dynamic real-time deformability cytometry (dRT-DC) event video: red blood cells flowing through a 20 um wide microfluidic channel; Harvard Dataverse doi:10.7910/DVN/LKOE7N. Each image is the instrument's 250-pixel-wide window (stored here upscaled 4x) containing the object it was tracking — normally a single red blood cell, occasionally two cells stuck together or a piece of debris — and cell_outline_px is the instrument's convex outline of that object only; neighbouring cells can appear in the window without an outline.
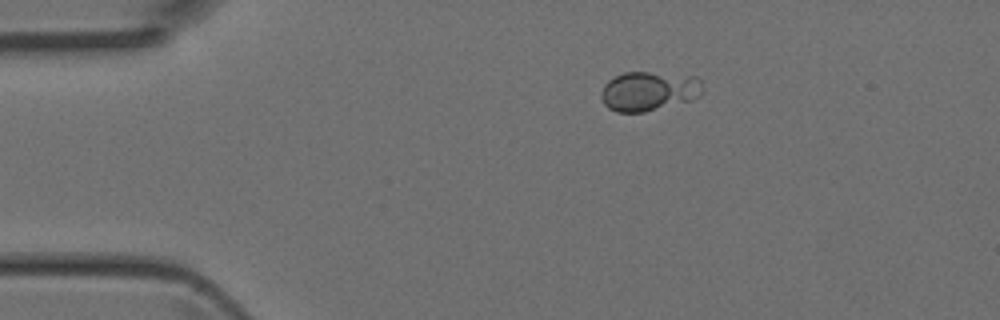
{"species": "Egyptian fruit bat (a non-hibernating species)", "species_latin": "Rousettus aegyptiacus", "temperature_condition": "room temperature", "stored_images_in_passage": 4, "camera_frame_rate_fps": 3000, "um_per_image_px": 0.085, "animal": {"sex": "female"}, "frame": {"image": 1, "passage_image": 2, "time_ms": 0.333, "image_size_px": [1000, 320], "cell_outline_px": [[704, 92], [700, 96], [692, 100], [644, 112], [616, 112], [608, 108], [604, 104], [600, 96], [600, 92], [604, 84], [608, 80], [624, 72], [648, 72], [696, 76], [700, 80], [704, 88]], "centroid_in_image_um": [55.16, 7.74], "position_along_channel_um": 29.8, "area_um2": 23.58}}